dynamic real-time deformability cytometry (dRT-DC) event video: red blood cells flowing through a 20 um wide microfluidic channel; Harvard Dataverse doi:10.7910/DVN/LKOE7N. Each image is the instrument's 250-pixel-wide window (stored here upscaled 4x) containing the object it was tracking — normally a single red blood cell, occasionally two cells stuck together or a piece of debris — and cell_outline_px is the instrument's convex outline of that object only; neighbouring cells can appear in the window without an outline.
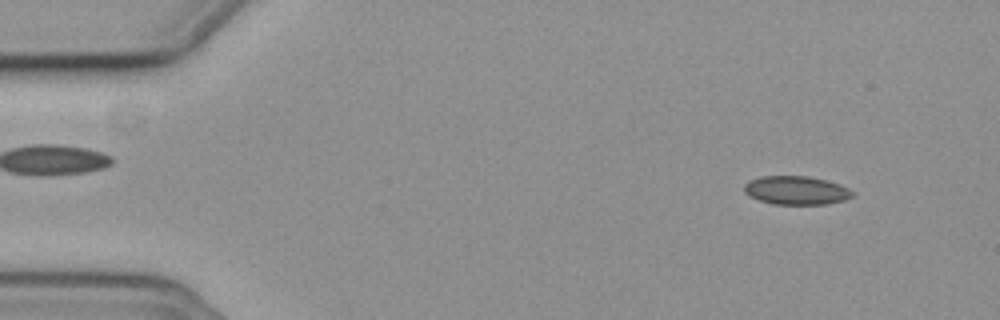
{"species": "common noctule bat (a hibernating species)", "species_latin": "Nyctalus noctula", "temperature_condition": "cold", "stored_images_in_passage": 55, "camera_frame_rate_fps": 3000, "um_per_image_px": 0.085, "animal": {"sex": "female", "body_mass_g": 19.3, "forearm_length_mm": 54.1}, "frame": {"image": 1, "passage_image": 5, "time_ms": 1.333, "image_size_px": [1000, 320], "cell_outline_px": [[852, 196], [844, 200], [828, 204], [772, 204], [760, 200], [744, 192], [744, 184], [748, 180], [760, 176], [808, 176], [828, 180], [840, 184], [848, 188], [852, 192]], "centroid_in_image_um": [67.67, 16.17], "position_along_channel_um": 17.3, "area_um2": 18.03}}
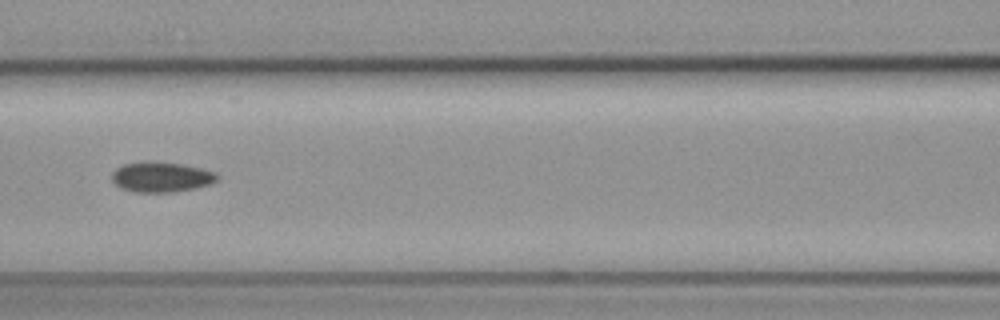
{"frame": {"image": 2, "passage_image": 24, "time_ms": 7.667, "image_size_px": [1000, 320], "cell_outline_px": [[220, 176], [216, 180], [208, 184], [196, 188], [176, 192], [132, 192], [120, 188], [112, 180], [112, 172], [116, 168], [124, 164], [184, 164], [216, 172]], "centroid_in_image_um": [13.73, 15.09], "position_along_channel_um": 152.9, "area_um2": 17.92}}
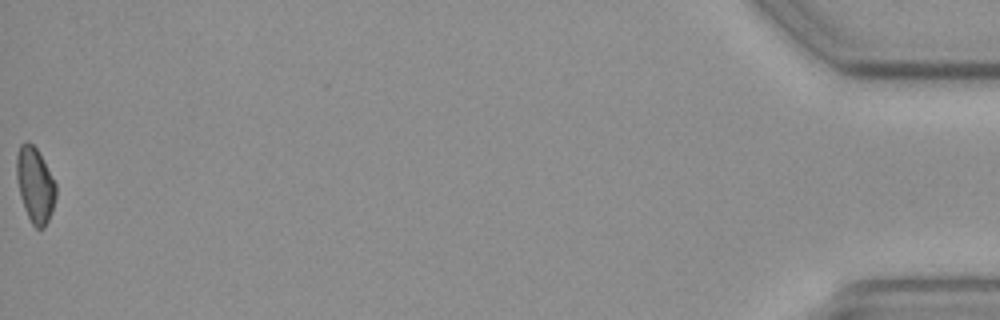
{"frame": {"image": 3, "passage_image": 55, "time_ms": 18.0, "image_size_px": [1000, 320], "cell_outline_px": [[56, 196], [52, 212], [44, 228], [36, 228], [32, 224], [24, 208], [20, 196], [16, 176], [16, 156], [20, 144], [24, 140], [28, 140], [36, 148], [56, 184]], "centroid_in_image_um": [2.96, 15.71], "position_along_channel_um": 432.2, "area_um2": 17.22}}